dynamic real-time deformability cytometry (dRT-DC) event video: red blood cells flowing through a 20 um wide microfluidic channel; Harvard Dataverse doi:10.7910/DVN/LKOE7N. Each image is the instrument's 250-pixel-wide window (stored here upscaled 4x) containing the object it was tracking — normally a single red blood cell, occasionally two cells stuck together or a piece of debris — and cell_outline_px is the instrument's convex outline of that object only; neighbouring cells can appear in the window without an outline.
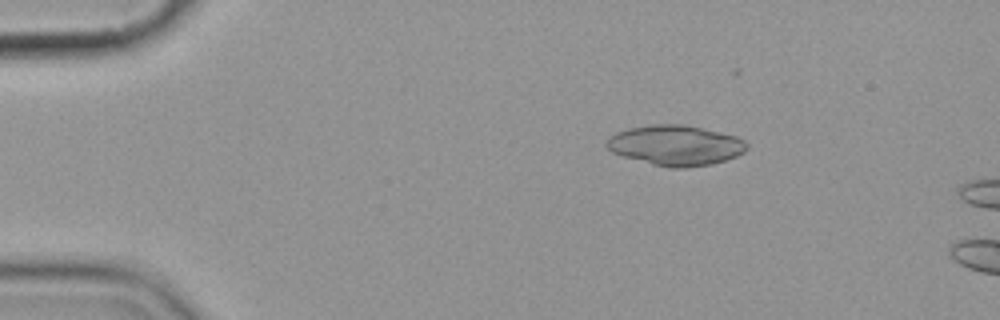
{"species": "common noctule bat (a hibernating species)", "species_latin": "Nyctalus noctula", "temperature_condition": "cold", "stored_images_in_passage": 5, "camera_frame_rate_fps": 3000, "um_per_image_px": 0.085, "animal": {"sex": "female", "body_mass_g": 19.9}, "frame": {"image": 1, "passage_image": 3, "time_ms": 2.333, "image_size_px": [1000, 320], "cell_outline_px": [[748, 148], [744, 152], [736, 156], [712, 164], [688, 168], [668, 168], [652, 164], [624, 156], [612, 152], [604, 144], [616, 132], [628, 128], [648, 124], [684, 124], [720, 132], [736, 136], [744, 140], [748, 144]], "centroid_in_image_um": [57.44, 12.35], "position_along_channel_um": 27.6, "area_um2": 32.95}}